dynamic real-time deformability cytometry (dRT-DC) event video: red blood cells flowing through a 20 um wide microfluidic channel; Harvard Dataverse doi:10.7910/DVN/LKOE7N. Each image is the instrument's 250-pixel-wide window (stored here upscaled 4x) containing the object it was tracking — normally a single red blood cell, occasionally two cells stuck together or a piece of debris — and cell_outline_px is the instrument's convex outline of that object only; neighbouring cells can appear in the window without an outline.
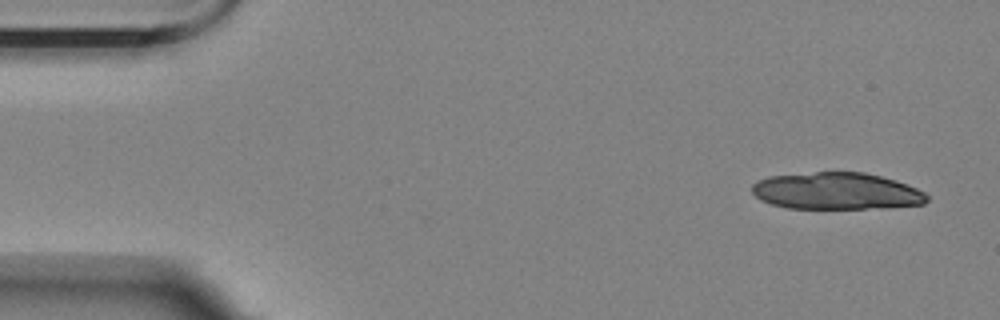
{"species": "Egyptian fruit bat (a non-hibernating species)", "species_latin": "Rousettus aegyptiacus", "temperature_condition": "room temperature", "stored_images_in_passage": 10, "camera_frame_rate_fps": 3000, "um_per_image_px": 0.085, "animal": {"sex": "female"}, "frame": {"image": 1, "passage_image": 1, "time_ms": 0.0, "image_size_px": [1000, 320], "cell_outline_px": [[928, 200], [924, 204], [864, 208], [788, 208], [772, 204], [760, 200], [752, 192], [752, 184], [756, 180], [768, 176], [816, 172], [864, 172], [880, 176], [916, 188], [924, 192], [928, 196]], "centroid_in_image_um": [71.03, 16.23], "position_along_channel_um": 14.0, "area_um2": 37.28}}
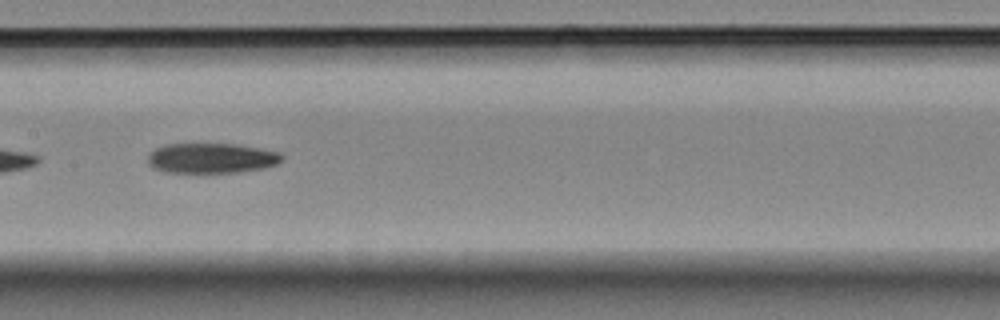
{"frame": {"image": 2, "passage_image": 7, "time_ms": 8.333, "image_size_px": [1000, 320], "cell_outline_px": [[284, 160], [276, 164], [264, 168], [236, 172], [164, 172], [152, 168], [148, 164], [148, 156], [156, 148], [164, 144], [236, 144], [260, 148], [280, 152], [284, 156]], "centroid_in_image_um": [17.99, 13.44], "position_along_channel_um": 189.4, "area_um2": 23.58}}